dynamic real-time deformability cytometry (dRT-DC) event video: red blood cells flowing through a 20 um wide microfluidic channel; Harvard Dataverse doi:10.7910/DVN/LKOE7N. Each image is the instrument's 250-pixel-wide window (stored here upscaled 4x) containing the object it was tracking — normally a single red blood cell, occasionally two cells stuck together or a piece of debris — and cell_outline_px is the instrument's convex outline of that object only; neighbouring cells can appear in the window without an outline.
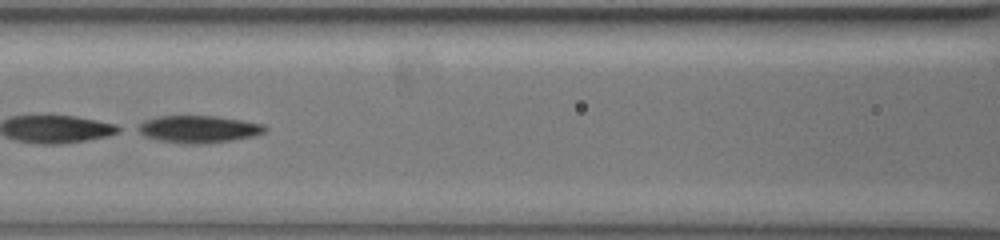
{"species": "common noctule bat (a hibernating species)", "species_latin": "Nyctalus noctula", "temperature_condition": "warm", "stored_images_in_passage": 13, "camera_frame_rate_fps": 3000, "um_per_image_px": 0.085, "animal": {"sex": "female", "body_mass_g": 19.5, "forearm_length_mm": 54.1}, "frame": {"image": 1, "passage_image": 11, "time_ms": 11.0, "image_size_px": [1000, 240], "cell_outline_px": [[268, 128], [264, 132], [256, 136], [208, 144], [184, 144], [156, 140], [144, 136], [136, 132], [132, 128], [144, 120], [160, 116], [216, 116], [264, 124]], "centroid_in_image_um": [16.81, 10.99], "position_along_channel_um": 149.8, "area_um2": 20.63}}